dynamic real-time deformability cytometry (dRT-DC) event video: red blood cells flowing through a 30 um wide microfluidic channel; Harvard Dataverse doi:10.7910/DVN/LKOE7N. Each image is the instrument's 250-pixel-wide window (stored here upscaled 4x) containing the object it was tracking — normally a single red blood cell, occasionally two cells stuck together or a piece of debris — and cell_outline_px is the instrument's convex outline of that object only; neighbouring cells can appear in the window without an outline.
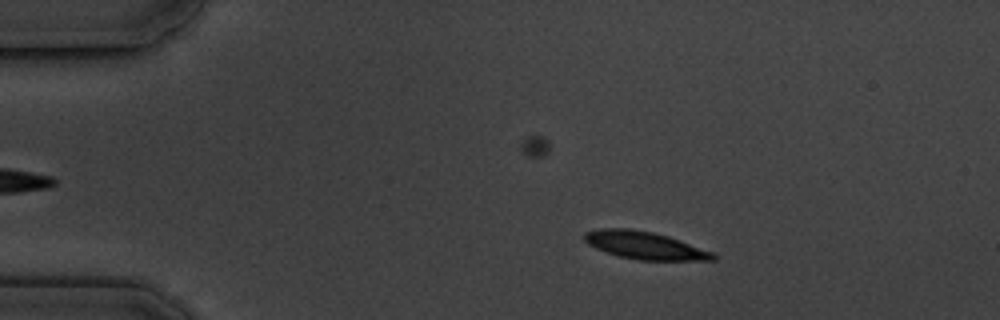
{"species": "common noctule bat (a hibernating species)", "species_latin": "Nyctalus noctula", "temperature_condition": "cold", "stored_images_in_passage": 4, "camera_frame_rate_fps": 3000, "um_per_image_px": 0.085, "animal": {"sex": "male", "body_mass_g": 19.5, "forearm_length_mm": 54.6}, "frame": {"image": 1, "passage_image": 2, "time_ms": 1.333, "image_size_px": [1000, 320], "cell_outline_px": [[716, 260], [636, 260], [620, 256], [596, 248], [588, 244], [584, 240], [584, 232], [600, 228], [632, 228], [652, 232], [668, 236], [716, 252]], "centroid_in_image_um": [54.84, 20.85], "position_along_channel_um": 30.2, "area_um2": 20.81}}